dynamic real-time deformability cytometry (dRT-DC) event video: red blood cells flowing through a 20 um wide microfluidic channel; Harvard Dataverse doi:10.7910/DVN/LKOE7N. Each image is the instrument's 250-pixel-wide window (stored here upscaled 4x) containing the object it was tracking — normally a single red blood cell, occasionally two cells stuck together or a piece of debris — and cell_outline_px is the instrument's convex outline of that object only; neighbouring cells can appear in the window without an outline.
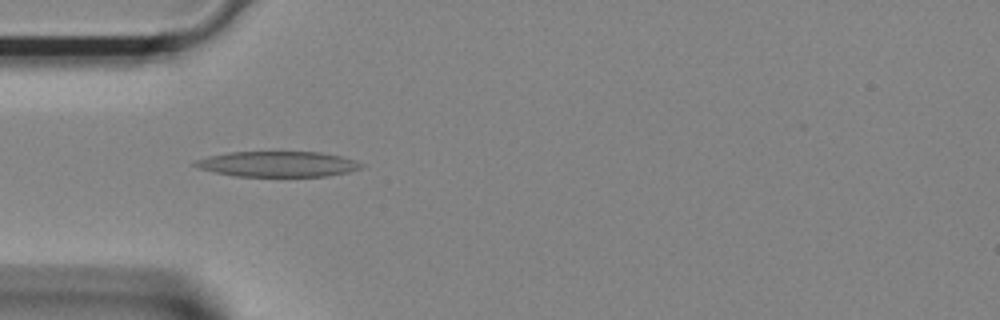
{"species": "Egyptian fruit bat (a non-hibernating species)", "species_latin": "Rousettus aegyptiacus", "temperature_condition": "room temperature", "stored_images_in_passage": 38, "camera_frame_rate_fps": 3000, "um_per_image_px": 0.085, "animal": {"sex": "female"}, "frame": {"image": 1, "passage_image": 11, "time_ms": 3.333, "image_size_px": [1000, 320], "cell_outline_px": [[364, 164], [360, 168], [348, 172], [324, 176], [232, 176], [200, 168], [192, 164], [196, 160], [208, 156], [228, 152], [320, 152], [340, 156], [356, 160]], "centroid_in_image_um": [23.61, 13.94], "position_along_channel_um": 61.4, "area_um2": 24.51}}
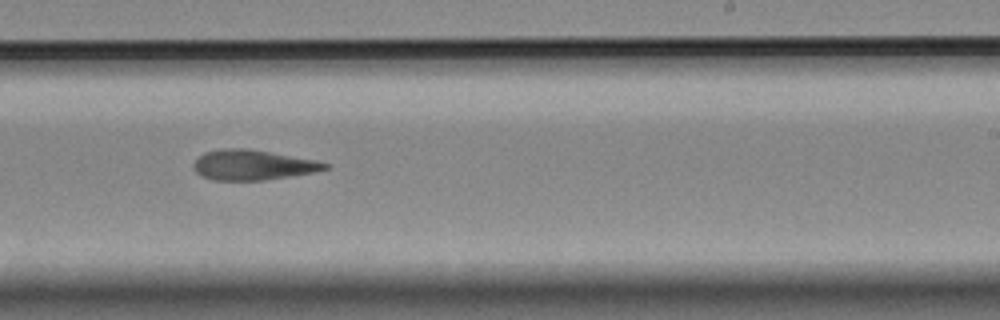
{"frame": {"image": 2, "passage_image": 23, "time_ms": 7.333, "image_size_px": [1000, 320], "cell_outline_px": [[328, 168], [312, 172], [264, 180], [212, 180], [200, 176], [192, 168], [192, 164], [204, 152], [224, 148], [248, 148], [316, 160], [328, 164]], "centroid_in_image_um": [21.41, 14.02], "position_along_channel_um": 267.6, "area_um2": 22.95}}
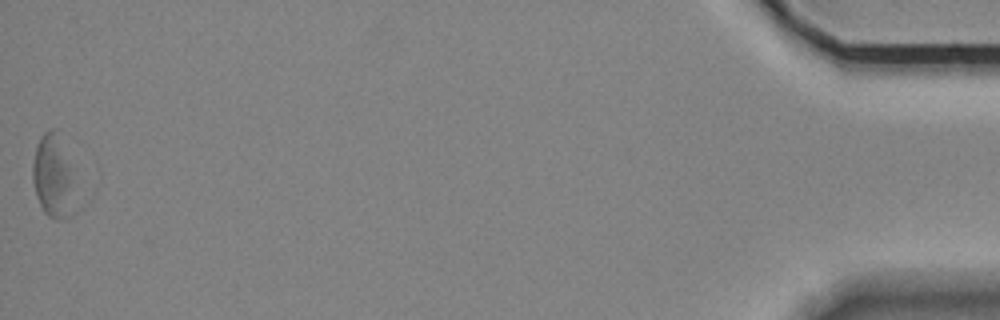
{"frame": {"image": 3, "passage_image": 38, "time_ms": 12.333, "image_size_px": [1000, 320], "cell_outline_px": [[80, 208], [72, 216], [64, 220], [56, 220], [48, 216], [44, 212], [36, 196], [32, 180], [32, 164], [36, 144], [40, 136], [48, 128], [60, 128]], "centroid_in_image_um": [4.58, 15.02], "position_along_channel_um": 430.6, "area_um2": 22.08}}